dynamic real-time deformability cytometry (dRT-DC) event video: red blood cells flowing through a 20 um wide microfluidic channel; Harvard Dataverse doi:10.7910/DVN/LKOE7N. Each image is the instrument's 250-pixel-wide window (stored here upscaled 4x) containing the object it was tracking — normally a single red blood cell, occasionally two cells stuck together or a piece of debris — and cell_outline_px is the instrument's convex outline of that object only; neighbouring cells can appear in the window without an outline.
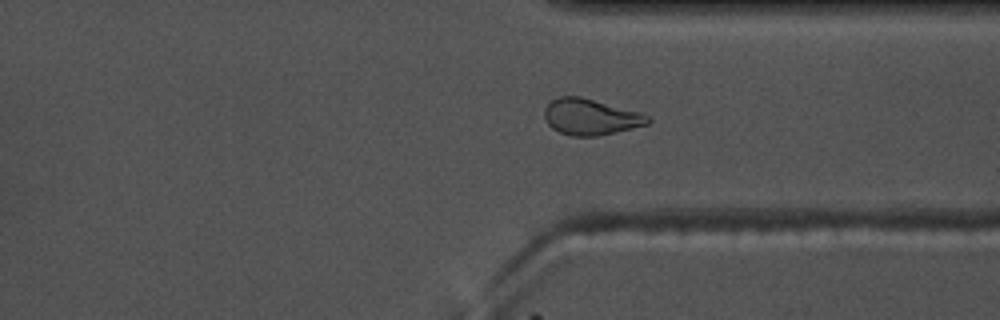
{"species": "common noctule bat (a hibernating species)", "species_latin": "Nyctalus noctula", "temperature_condition": "warm", "stored_images_in_passage": 50, "camera_frame_rate_fps": 3000, "um_per_image_px": 0.085, "animal": {"sex": "male", "body_mass_g": 17.5, "forearm_length_mm": 52.3}, "frame": {"image": 1, "passage_image": 36, "time_ms": 11.667, "image_size_px": [1000, 320], "cell_outline_px": [[652, 120], [648, 124], [616, 132], [596, 136], [572, 136], [560, 132], [552, 128], [548, 124], [544, 116], [544, 108], [552, 100], [560, 96], [580, 96], [640, 112], [652, 116]], "centroid_in_image_um": [50.22, 9.93], "position_along_channel_um": 361.2, "area_um2": 21.79}, "authors_computed_cell_mechanics": {"area_um2": 21.2704, "velocity_mm_per_s": 3.6259, "shape_relaxation_time_tau1_ms": null, "shape_relaxation_time_tau2_ms": 3.5948, "deformation_change_tau1": null, "deformation_change_tau2": 0.101}}